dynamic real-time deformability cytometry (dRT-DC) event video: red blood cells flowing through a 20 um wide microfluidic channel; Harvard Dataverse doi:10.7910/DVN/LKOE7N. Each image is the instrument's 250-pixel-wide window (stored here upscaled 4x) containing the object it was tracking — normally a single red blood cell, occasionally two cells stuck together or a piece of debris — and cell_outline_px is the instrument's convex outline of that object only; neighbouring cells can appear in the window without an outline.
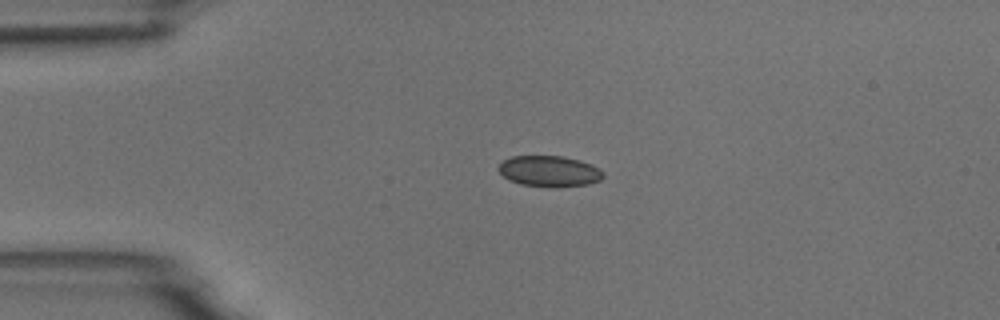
{"species": "common noctule bat (a hibernating species)", "species_latin": "Nyctalus noctula", "temperature_condition": "room temperature", "stored_images_in_passage": 2, "camera_frame_rate_fps": 3000, "um_per_image_px": 0.085, "animal": {"sex": "male", "body_mass_g": 18.8}, "frame": {"image": 1, "passage_image": 1, "time_ms": 0.0, "image_size_px": [1000, 320], "cell_outline_px": [[604, 176], [600, 180], [588, 184], [556, 188], [552, 188], [520, 184], [508, 180], [496, 168], [504, 160], [512, 156], [564, 156], [580, 160], [592, 164], [600, 168], [604, 172]], "centroid_in_image_um": [46.72, 14.56], "position_along_channel_um": 38.3, "area_um2": 19.19}}